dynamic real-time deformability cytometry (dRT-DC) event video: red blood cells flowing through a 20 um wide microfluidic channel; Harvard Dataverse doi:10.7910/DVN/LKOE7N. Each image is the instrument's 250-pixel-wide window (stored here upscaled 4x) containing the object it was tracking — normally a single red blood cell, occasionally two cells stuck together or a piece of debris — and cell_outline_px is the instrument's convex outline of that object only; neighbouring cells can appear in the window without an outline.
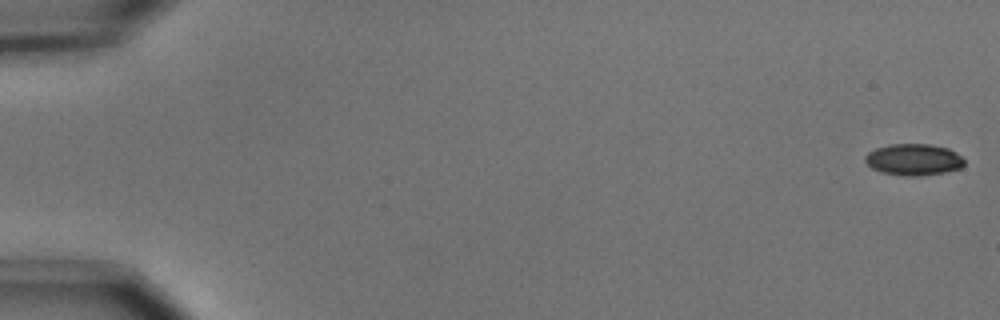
{"species": "common noctule bat (a hibernating species)", "species_latin": "Nyctalus noctula", "temperature_condition": "cold", "stored_images_in_passage": 3, "camera_frame_rate_fps": 3000, "um_per_image_px": 0.085, "animal": {"sex": "male", "body_mass_g": 15.6}, "frame": {"image": 1, "passage_image": 1, "time_ms": 0.0, "image_size_px": [1000, 320], "cell_outline_px": [[964, 164], [960, 168], [944, 172], [924, 176], [904, 176], [880, 172], [872, 168], [864, 160], [864, 156], [868, 152], [876, 148], [892, 144], [932, 144], [948, 148], [956, 152], [964, 160]], "centroid_in_image_um": [77.65, 13.57], "position_along_channel_um": 7.4, "area_um2": 18.32}}